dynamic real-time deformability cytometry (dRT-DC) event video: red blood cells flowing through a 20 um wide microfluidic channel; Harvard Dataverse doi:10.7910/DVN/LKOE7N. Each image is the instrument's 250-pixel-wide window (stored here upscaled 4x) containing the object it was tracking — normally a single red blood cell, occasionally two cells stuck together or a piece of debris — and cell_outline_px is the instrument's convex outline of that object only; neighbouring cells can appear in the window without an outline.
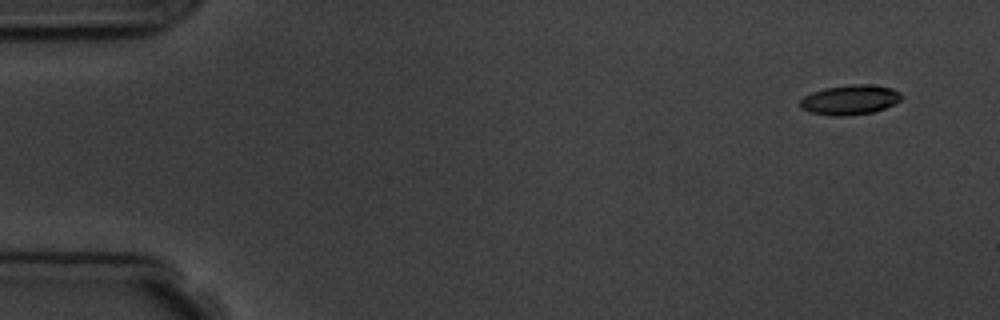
{"species": "common noctule bat (a hibernating species)", "species_latin": "Nyctalus noctula", "temperature_condition": "room temperature", "stored_images_in_passage": 5, "camera_frame_rate_fps": 3000, "um_per_image_px": 0.085, "animal": {"sex": "male", "body_mass_g": 19.5, "forearm_length_mm": 54.6}, "frame": {"image": 1, "passage_image": 1, "time_ms": 0.0, "image_size_px": [1000, 320], "cell_outline_px": [[900, 100], [884, 108], [872, 112], [844, 116], [832, 116], [812, 112], [800, 108], [800, 100], [804, 96], [812, 92], [824, 88], [848, 84], [872, 84], [892, 88], [900, 92]], "centroid_in_image_um": [72.22, 8.47], "position_along_channel_um": 12.8, "area_um2": 17.51}}
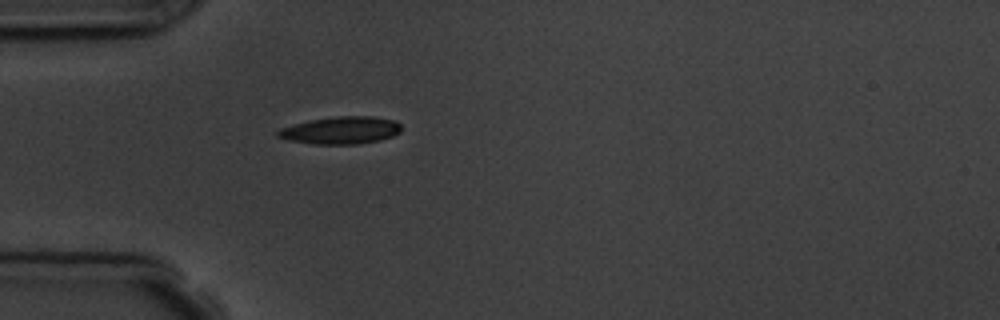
{"frame": {"image": 2, "passage_image": 5, "time_ms": 4.333, "image_size_px": [1000, 320], "cell_outline_px": [[400, 132], [392, 136], [380, 140], [356, 144], [312, 144], [288, 140], [276, 136], [276, 132], [280, 128], [308, 120], [336, 116], [372, 116], [392, 120], [400, 124]], "centroid_in_image_um": [28.93, 11.07], "position_along_channel_um": 56.1, "area_um2": 19.71}}